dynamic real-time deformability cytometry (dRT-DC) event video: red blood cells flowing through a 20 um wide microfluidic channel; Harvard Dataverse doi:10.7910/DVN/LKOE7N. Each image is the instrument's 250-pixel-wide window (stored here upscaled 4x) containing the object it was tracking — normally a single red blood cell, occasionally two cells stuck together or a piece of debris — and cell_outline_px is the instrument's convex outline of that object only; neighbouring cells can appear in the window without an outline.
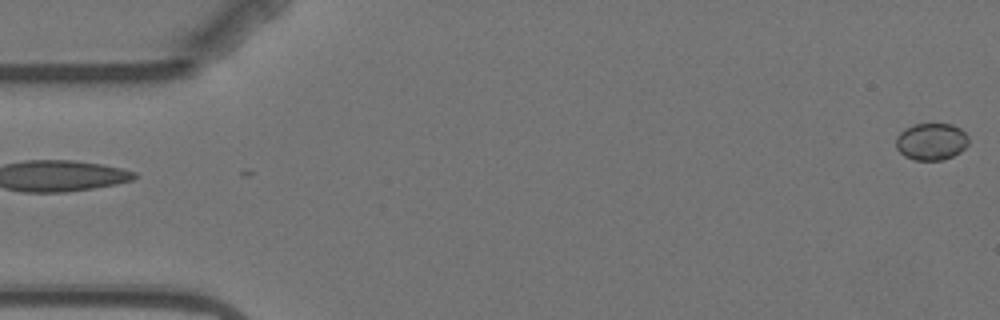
{"species": "Egyptian fruit bat (a non-hibernating species)", "species_latin": "Rousettus aegyptiacus", "temperature_condition": "warm", "stored_images_in_passage": 5, "camera_frame_rate_fps": 3000, "um_per_image_px": 0.085, "animal": {"sex": "female"}, "frame": {"image": 1, "passage_image": 5, "time_ms": 6.0, "image_size_px": [1000, 320], "cell_outline_px": [[968, 144], [960, 152], [952, 156], [940, 160], [912, 160], [904, 156], [896, 148], [896, 136], [904, 128], [916, 124], [952, 124], [960, 128], [968, 136]], "centroid_in_image_um": [79.14, 12.03], "position_along_channel_um": 5.9, "area_um2": 15.72}}